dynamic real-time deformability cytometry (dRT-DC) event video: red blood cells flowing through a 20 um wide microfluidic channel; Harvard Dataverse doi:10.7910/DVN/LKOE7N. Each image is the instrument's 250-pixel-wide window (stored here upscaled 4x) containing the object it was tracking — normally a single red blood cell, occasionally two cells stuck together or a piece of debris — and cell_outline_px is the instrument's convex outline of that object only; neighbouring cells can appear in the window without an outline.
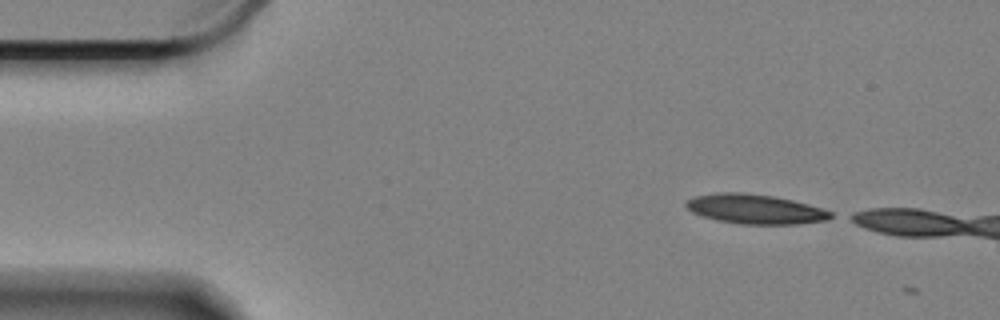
{"species": "Egyptian fruit bat (a non-hibernating species)", "species_latin": "Rousettus aegyptiacus", "temperature_condition": "cold", "stored_images_in_passage": 5, "camera_frame_rate_fps": 3000, "um_per_image_px": 0.085, "animal": {"sex": "female"}, "frame": {"image": 1, "passage_image": 1, "time_ms": 0.0, "image_size_px": [1000, 320], "cell_outline_px": [[832, 216], [824, 220], [796, 224], [740, 224], [716, 220], [692, 212], [684, 204], [688, 200], [696, 196], [720, 192], [740, 192], [772, 196], [792, 200], [808, 204], [832, 212]], "centroid_in_image_um": [64.16, 17.77], "position_along_channel_um": 20.8, "area_um2": 24.57}}